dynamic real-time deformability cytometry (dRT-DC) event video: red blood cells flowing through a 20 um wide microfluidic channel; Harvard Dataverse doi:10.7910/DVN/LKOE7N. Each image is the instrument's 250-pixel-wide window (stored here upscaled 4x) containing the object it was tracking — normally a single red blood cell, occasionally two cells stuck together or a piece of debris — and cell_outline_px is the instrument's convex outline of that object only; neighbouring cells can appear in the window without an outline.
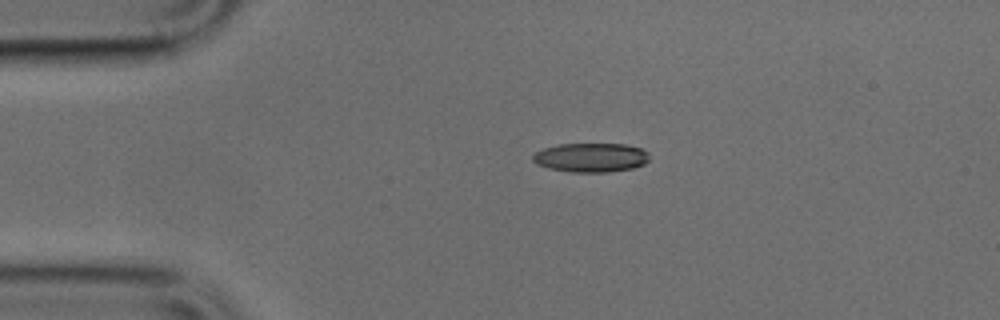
{"species": "common noctule bat (a hibernating species)", "species_latin": "Nyctalus noctula", "temperature_condition": "cold", "stored_images_in_passage": 49, "camera_frame_rate_fps": 3000, "um_per_image_px": 0.085, "animal": {"sex": "male", "body_mass_g": 17.9, "forearm_length_mm": 54.2}, "frame": {"image": 1, "passage_image": 10, "time_ms": 3.0, "image_size_px": [1000, 320], "cell_outline_px": [[648, 160], [644, 164], [632, 168], [608, 172], [572, 172], [548, 168], [536, 164], [532, 160], [532, 156], [536, 152], [544, 148], [560, 144], [624, 144], [640, 148], [648, 152]], "centroid_in_image_um": [50.21, 13.39], "position_along_channel_um": 34.8, "area_um2": 19.71}}
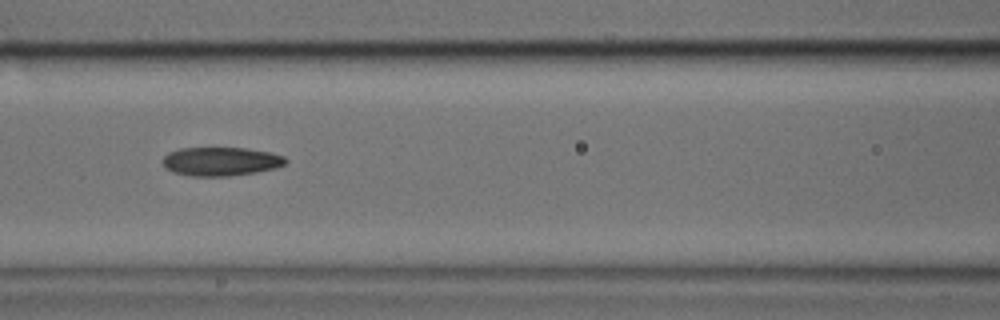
{"frame": {"image": 2, "passage_image": 21, "time_ms": 6.667, "image_size_px": [1000, 320], "cell_outline_px": [[288, 160], [284, 164], [276, 168], [256, 172], [228, 176], [192, 176], [172, 172], [164, 168], [160, 160], [168, 152], [180, 148], [244, 148], [268, 152], [284, 156]], "centroid_in_image_um": [18.71, 13.72], "position_along_channel_um": 147.9, "area_um2": 20.69}}
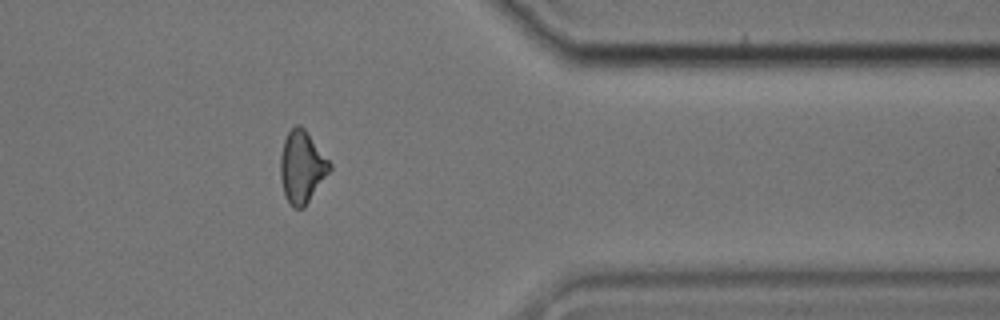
{"frame": {"image": 3, "passage_image": 40, "time_ms": 13.0, "image_size_px": [1000, 320], "cell_outline_px": [[332, 168], [304, 208], [292, 208], [284, 196], [280, 176], [280, 156], [284, 140], [288, 132], [296, 124], [300, 124], [304, 128], [332, 164]], "centroid_in_image_um": [25.65, 14.2], "position_along_channel_um": 385.8, "area_um2": 20.75}}